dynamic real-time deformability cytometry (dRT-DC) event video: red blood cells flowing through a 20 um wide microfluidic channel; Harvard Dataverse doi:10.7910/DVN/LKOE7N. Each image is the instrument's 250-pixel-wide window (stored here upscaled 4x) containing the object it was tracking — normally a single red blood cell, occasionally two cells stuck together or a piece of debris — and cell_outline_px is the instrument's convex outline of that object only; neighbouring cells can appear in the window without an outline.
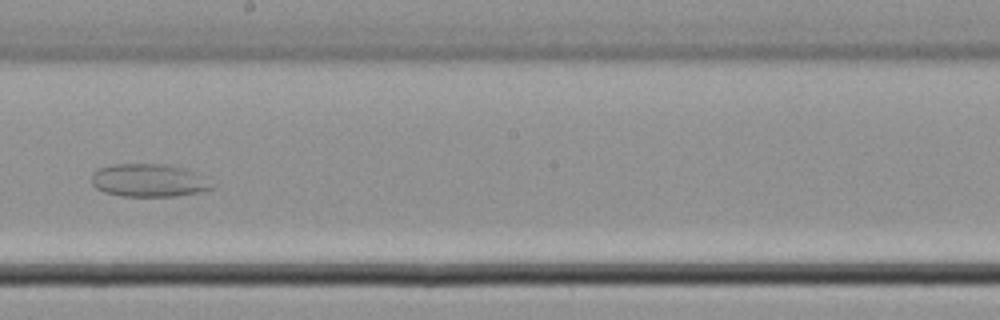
{"species": "common noctule bat (a hibernating species)", "species_latin": "Nyctalus noctula", "temperature_condition": "cold", "stored_images_in_passage": 34, "camera_frame_rate_fps": 3000, "um_per_image_px": 0.085, "animal": {"sex": "male", "body_mass_g": 21.5, "forearm_length_mm": 52.0}, "frame": {"image": 1, "passage_image": 19, "time_ms": 6.0, "image_size_px": [1000, 320], "cell_outline_px": [[216, 184], [212, 188], [200, 192], [176, 196], [120, 196], [104, 192], [96, 188], [92, 184], [92, 172], [100, 168], [112, 164], [164, 164], [184, 168]], "centroid_in_image_um": [12.62, 15.34], "position_along_channel_um": 235.6, "area_um2": 23.06}}
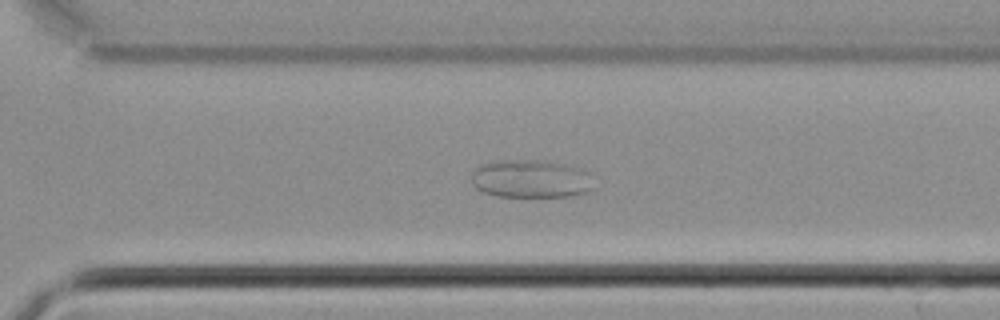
{"frame": {"image": 2, "passage_image": 25, "time_ms": 8.0, "image_size_px": [1000, 320], "cell_outline_px": [[592, 188], [588, 192], [572, 196], [496, 196], [484, 192], [476, 188], [472, 184], [472, 172], [480, 164], [504, 160], [532, 160], [564, 164], [572, 168]], "centroid_in_image_um": [44.91, 15.22], "position_along_channel_um": 325.7, "area_um2": 25.78}}
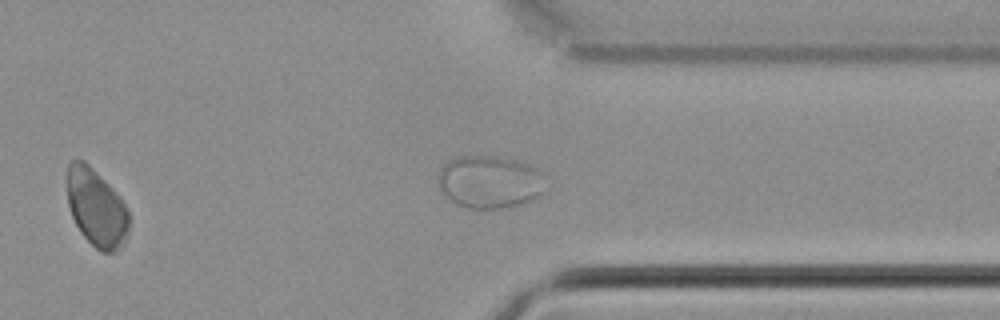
{"frame": {"image": 3, "passage_image": 28, "time_ms": 9.0, "image_size_px": [1000, 320], "cell_outline_px": [[128, 232], [120, 248], [112, 252], [100, 252], [80, 232], [72, 216], [68, 204], [68, 164], [72, 160], [84, 160], [116, 192], [128, 208]], "centroid_in_image_um": [8.19, 17.67], "position_along_channel_um": 403.2, "area_um2": 27.57}}